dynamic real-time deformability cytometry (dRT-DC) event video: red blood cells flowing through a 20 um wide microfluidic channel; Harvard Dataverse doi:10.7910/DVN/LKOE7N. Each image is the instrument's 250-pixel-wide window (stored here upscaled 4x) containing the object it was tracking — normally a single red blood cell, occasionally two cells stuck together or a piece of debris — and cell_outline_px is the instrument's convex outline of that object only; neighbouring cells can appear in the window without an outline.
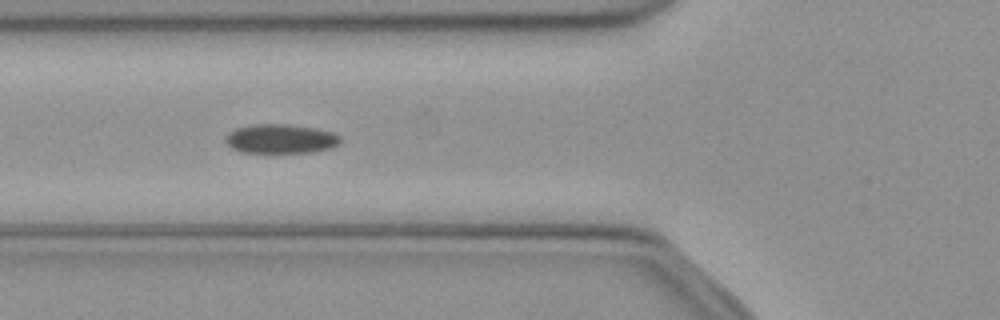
{"species": "common noctule bat (a hibernating species)", "species_latin": "Nyctalus noctula", "temperature_condition": "cold", "stored_images_in_passage": 10, "camera_frame_rate_fps": 3000, "um_per_image_px": 0.085, "animal": {"sex": "female", "body_mass_g": 21.9}, "frame": {"image": 1, "passage_image": 6, "time_ms": 1.667, "image_size_px": [1000, 320], "cell_outline_px": [[340, 144], [328, 148], [312, 152], [240, 152], [232, 148], [224, 140], [228, 132], [236, 128], [252, 124], [288, 124], [312, 128], [332, 132], [340, 136]], "centroid_in_image_um": [23.82, 11.79], "position_along_channel_um": 102.0, "area_um2": 19.42}}